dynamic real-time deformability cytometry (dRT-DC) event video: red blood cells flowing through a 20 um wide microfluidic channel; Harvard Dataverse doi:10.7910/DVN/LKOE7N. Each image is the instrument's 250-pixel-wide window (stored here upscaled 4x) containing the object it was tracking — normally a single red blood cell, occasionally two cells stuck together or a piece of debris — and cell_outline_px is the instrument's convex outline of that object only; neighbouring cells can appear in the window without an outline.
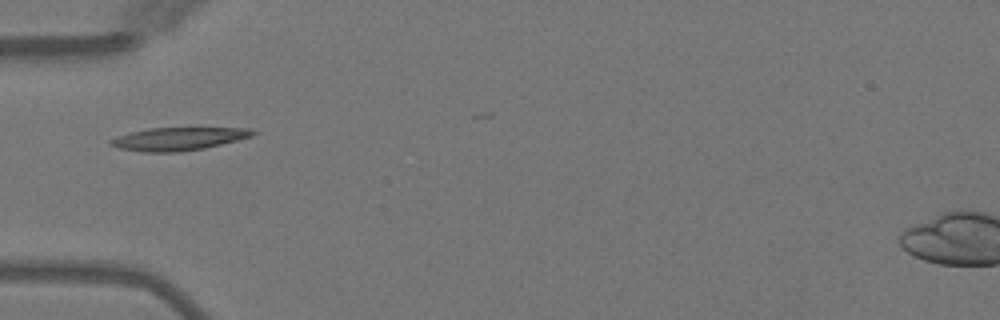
{"species": "Egyptian fruit bat (a non-hibernating species)", "species_latin": "Rousettus aegyptiacus", "temperature_condition": "warm", "stored_images_in_passage": 5, "camera_frame_rate_fps": 3000, "um_per_image_px": 0.085, "animal": {"sex": "female"}, "frame": {"image": 1, "passage_image": 4, "time_ms": 4.333, "image_size_px": [1000, 320], "cell_outline_px": [[256, 132], [252, 136], [204, 148], [180, 152], [144, 152], [120, 148], [112, 144], [108, 140], [132, 132], [148, 128], [252, 128]], "centroid_in_image_um": [15.19, 11.8], "position_along_channel_um": 69.8, "area_um2": 18.67}}